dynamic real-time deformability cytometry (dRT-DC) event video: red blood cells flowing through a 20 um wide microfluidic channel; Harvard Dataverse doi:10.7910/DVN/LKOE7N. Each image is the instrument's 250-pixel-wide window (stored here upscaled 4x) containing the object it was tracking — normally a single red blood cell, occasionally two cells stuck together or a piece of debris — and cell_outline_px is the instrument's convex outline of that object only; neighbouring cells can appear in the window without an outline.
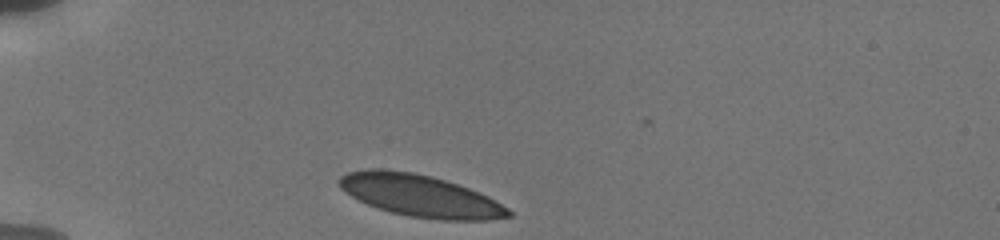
{"species": "human", "species_latin": "Homo sapiens", "temperature_condition": "cold", "stored_images_in_passage": 31, "camera_frame_rate_fps": 3000, "um_per_image_px": 0.085, "donor": {"sex": "male"}, "frame": {"image": 1, "passage_image": 1, "time_ms": 0.0, "image_size_px": [1000, 240], "cell_outline_px": [[512, 216], [488, 220], [440, 220], [408, 216], [376, 208], [344, 192], [340, 188], [336, 180], [340, 176], [348, 172], [368, 168], [384, 168], [412, 172], [432, 176], [468, 188], [488, 196], [508, 208], [512, 212]], "centroid_in_image_um": [35.68, 16.63], "position_along_channel_um": 49.3, "area_um2": 41.5}}
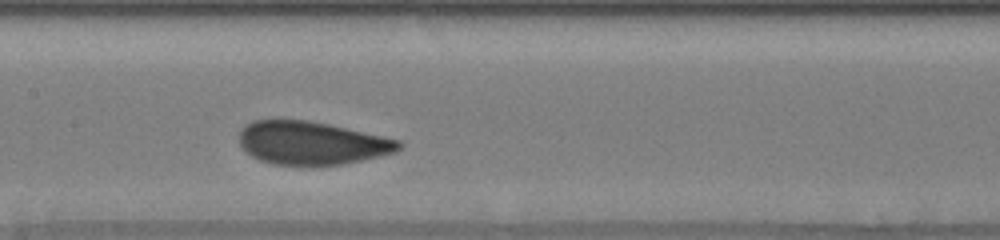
{"frame": {"image": 2, "passage_image": 14, "time_ms": 4.333, "image_size_px": [1000, 240], "cell_outline_px": [[404, 144], [396, 152], [380, 156], [344, 164], [272, 164], [260, 160], [252, 156], [240, 144], [240, 132], [252, 120], [308, 120], [328, 124], [384, 136], [400, 140]], "centroid_in_image_um": [26.54, 12.15], "position_along_channel_um": 180.9, "area_um2": 39.71}}
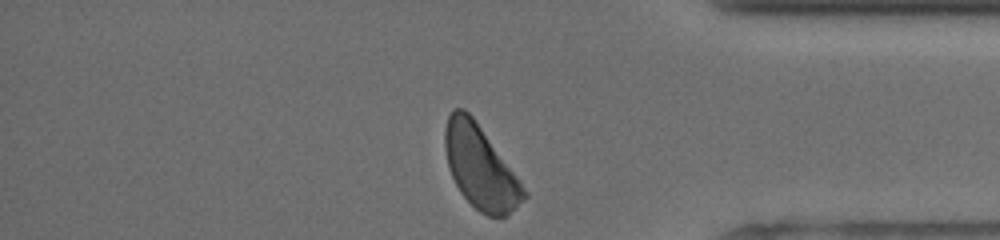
{"frame": {"image": 3, "passage_image": 31, "time_ms": 10.333, "image_size_px": [1000, 240], "cell_outline_px": [[528, 196], [516, 208], [504, 216], [488, 216], [480, 212], [460, 192], [452, 176], [448, 164], [444, 148], [444, 128], [448, 116], [452, 108], [464, 108], [472, 116], [520, 180], [528, 192]], "centroid_in_image_um": [40.82, 14.2], "position_along_channel_um": 394.4, "area_um2": 37.8}, "authors_computed_cell_mechanics": {"area_um2": 41.038, "velocity_mm_per_s": 3.7783, "shape_relaxation_time_tau1_ms": 2.2559, "shape_relaxation_time_tau2_ms": null, "deformation_change_tau1": 0.0889, "deformation_change_tau2": null}}